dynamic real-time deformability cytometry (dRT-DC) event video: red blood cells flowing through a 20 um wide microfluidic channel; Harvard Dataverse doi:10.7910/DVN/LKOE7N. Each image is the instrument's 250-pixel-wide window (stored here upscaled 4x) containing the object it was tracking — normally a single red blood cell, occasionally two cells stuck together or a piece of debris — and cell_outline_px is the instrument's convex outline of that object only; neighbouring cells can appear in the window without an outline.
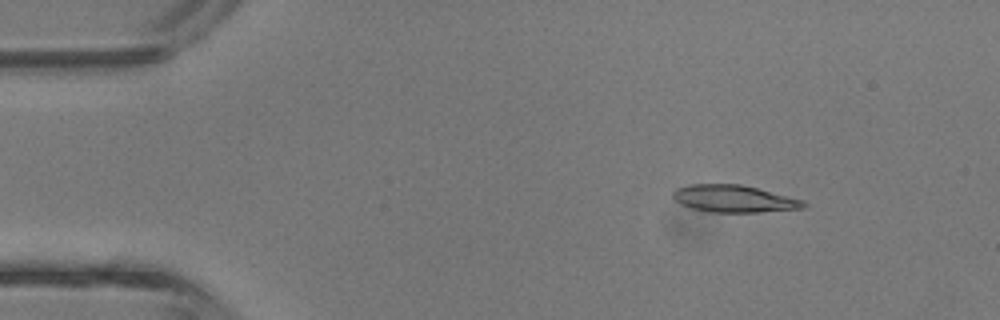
{"species": "common noctule bat (a hibernating species)", "species_latin": "Nyctalus noctula", "temperature_condition": "room temperature", "stored_images_in_passage": 40, "camera_frame_rate_fps": 3000, "um_per_image_px": 0.085, "animal": {"sex": "male", "body_mass_g": 13.3}, "frame": {"image": 1, "passage_image": 5, "time_ms": 1.333, "image_size_px": [1000, 320], "cell_outline_px": [[808, 204], [804, 208], [756, 212], [712, 212], [692, 208], [680, 204], [672, 196], [672, 192], [676, 188], [688, 184], [740, 184], [804, 200]], "centroid_in_image_um": [62.36, 16.89], "position_along_channel_um": 22.6, "area_um2": 20.58}}
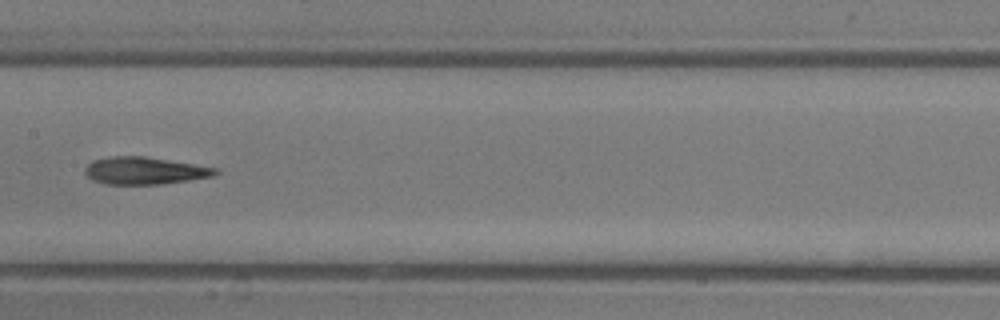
{"frame": {"image": 2, "passage_image": 20, "time_ms": 6.333, "image_size_px": [1000, 320], "cell_outline_px": [[220, 172], [212, 176], [188, 180], [160, 184], [104, 184], [92, 180], [84, 172], [84, 168], [92, 160], [112, 156], [144, 156], [216, 168]], "centroid_in_image_um": [12.23, 14.51], "position_along_channel_um": 195.2, "area_um2": 20.58}}
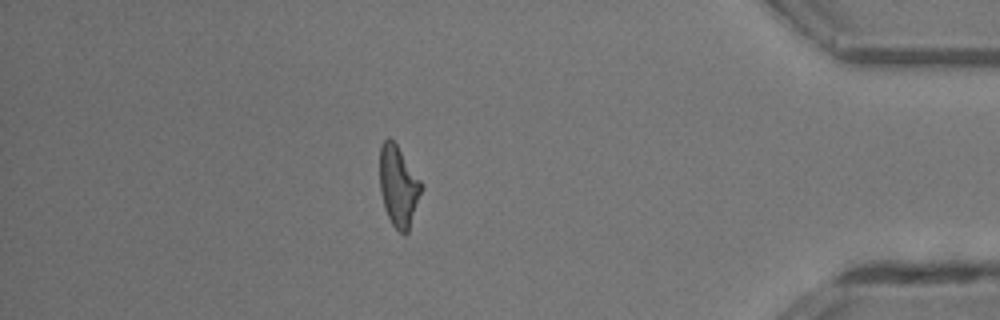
{"frame": {"image": 3, "passage_image": 35, "time_ms": 11.333, "image_size_px": [1000, 320], "cell_outline_px": [[424, 188], [408, 232], [404, 236], [392, 224], [384, 208], [380, 192], [380, 144], [388, 136], [396, 144], [424, 184]], "centroid_in_image_um": [33.89, 15.83], "position_along_channel_um": 401.3, "area_um2": 19.88}}